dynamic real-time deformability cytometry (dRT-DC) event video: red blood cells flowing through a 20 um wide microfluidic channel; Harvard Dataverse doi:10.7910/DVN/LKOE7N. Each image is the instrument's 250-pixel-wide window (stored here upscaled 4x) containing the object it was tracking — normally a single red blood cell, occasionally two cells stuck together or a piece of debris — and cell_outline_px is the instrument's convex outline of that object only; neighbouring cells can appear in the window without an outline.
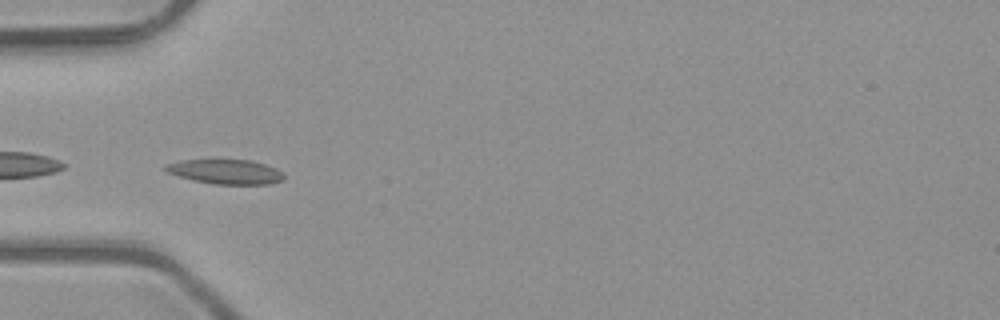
{"species": "common noctule bat (a hibernating species)", "species_latin": "Nyctalus noctula", "temperature_condition": "room temperature", "stored_images_in_passage": 32, "camera_frame_rate_fps": 3000, "um_per_image_px": 0.085, "animal": {"sex": "male", "body_mass_g": 23.1, "forearm_length_mm": 52.7}, "frame": {"image": 1, "passage_image": 5, "time_ms": 1.333, "image_size_px": [1000, 320], "cell_outline_px": [[284, 176], [280, 180], [272, 184], [212, 184], [192, 180], [168, 172], [164, 168], [164, 164], [180, 160], [248, 160], [264, 164], [276, 168], [284, 172]], "centroid_in_image_um": [19.17, 14.6], "position_along_channel_um": 65.8, "area_um2": 16.88}}
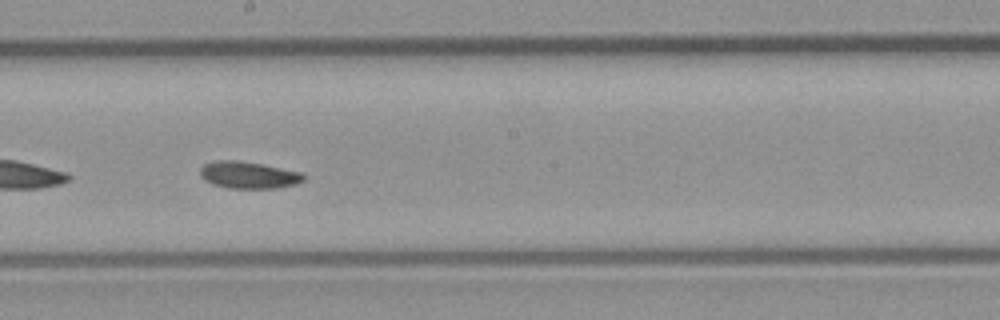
{"frame": {"image": 2, "passage_image": 17, "time_ms": 5.333, "image_size_px": [1000, 320], "cell_outline_px": [[304, 180], [296, 184], [276, 188], [228, 188], [212, 184], [204, 180], [200, 176], [200, 168], [204, 164], [212, 160], [240, 160], [304, 172]], "centroid_in_image_um": [21.11, 14.86], "position_along_channel_um": 227.1, "area_um2": 16.47}}
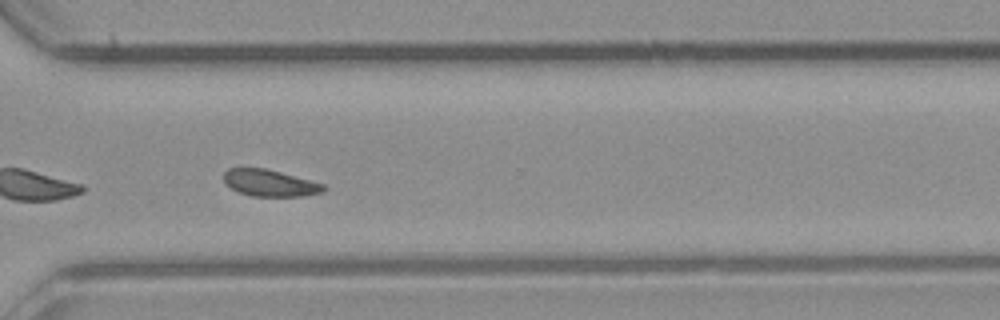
{"frame": {"image": 3, "passage_image": 26, "time_ms": 8.333, "image_size_px": [1000, 320], "cell_outline_px": [[328, 188], [324, 192], [304, 196], [252, 196], [236, 192], [224, 184], [224, 172], [228, 168], [264, 168], [280, 172], [324, 184]], "centroid_in_image_um": [22.92, 15.57], "position_along_channel_um": 347.7, "area_um2": 15.66}, "authors_computed_cell_mechanics": {"area_um2": 16.3574, "velocity_mm_per_s": 4.0357, "shape_relaxation_time_tau1_ms": 3.5196, "shape_relaxation_time_tau2_ms": 3.6217, "deformation_change_tau1": 0.0753, "deformation_change_tau2": 0.0828}}